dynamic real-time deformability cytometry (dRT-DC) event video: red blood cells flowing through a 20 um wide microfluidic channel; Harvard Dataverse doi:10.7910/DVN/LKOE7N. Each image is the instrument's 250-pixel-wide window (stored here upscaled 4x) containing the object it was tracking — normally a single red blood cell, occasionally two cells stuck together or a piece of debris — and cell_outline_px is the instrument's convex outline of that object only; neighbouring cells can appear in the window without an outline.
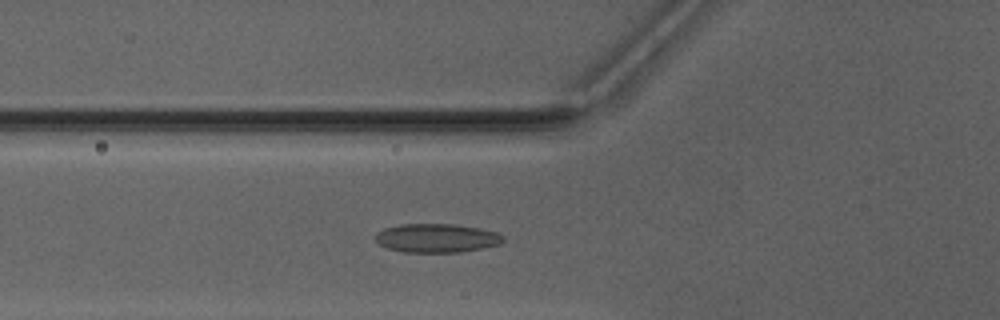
{"species": "Egyptian fruit bat (a non-hibernating species)", "species_latin": "Rousettus aegyptiacus", "temperature_condition": "warm", "stored_images_in_passage": 41, "camera_frame_rate_fps": 3000, "um_per_image_px": 0.085, "animal": {"sex": "male"}, "frame": {"image": 1, "passage_image": 10, "time_ms": 3.0, "image_size_px": [1000, 320], "cell_outline_px": [[504, 240], [500, 244], [484, 248], [460, 252], [404, 252], [388, 248], [380, 244], [376, 240], [376, 236], [384, 228], [400, 224], [456, 224], [480, 228], [496, 232], [504, 236]], "centroid_in_image_um": [37.17, 20.23], "position_along_channel_um": 88.6, "area_um2": 21.39}}
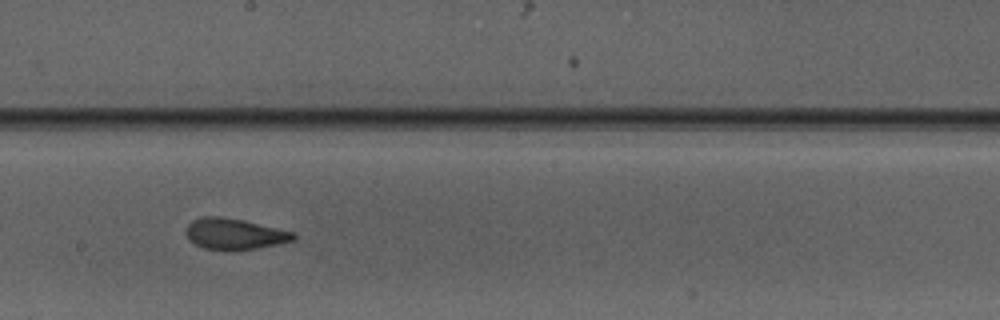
{"frame": {"image": 2, "passage_image": 20, "time_ms": 6.333, "image_size_px": [1000, 320], "cell_outline_px": [[296, 236], [292, 240], [276, 244], [256, 248], [204, 248], [188, 240], [184, 232], [188, 224], [192, 220], [200, 216], [220, 216], [244, 220], [296, 232]], "centroid_in_image_um": [19.9, 19.83], "position_along_channel_um": 228.3, "area_um2": 19.07}}
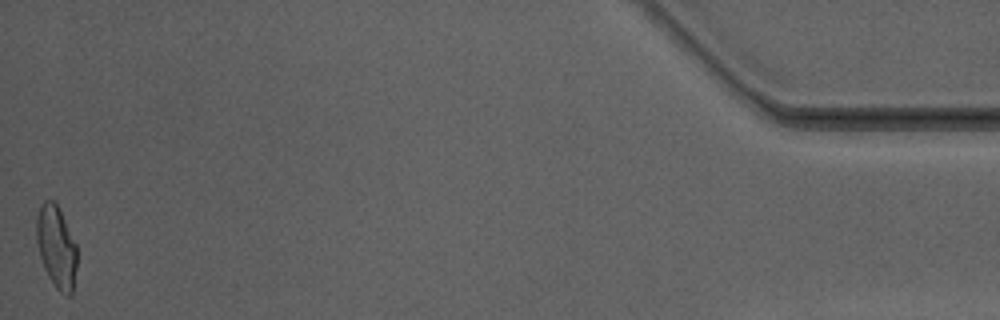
{"frame": {"image": 3, "passage_image": 41, "time_ms": 13.333, "image_size_px": [1000, 320], "cell_outline_px": [[76, 268], [72, 296], [64, 296], [56, 288], [48, 276], [44, 268], [40, 256], [36, 240], [36, 216], [40, 204], [44, 200], [52, 200], [56, 204], [76, 244]], "centroid_in_image_um": [4.78, 21.02], "position_along_channel_um": 430.4, "area_um2": 19.36}, "authors_computed_cell_mechanics": {"area_um2": 19.7098, "velocity_mm_per_s": 4.1663, "shape_relaxation_time_tau1_ms": null, "shape_relaxation_time_tau2_ms": 1.2598, "deformation_change_tau1": null, "deformation_change_tau2": 0.074}}